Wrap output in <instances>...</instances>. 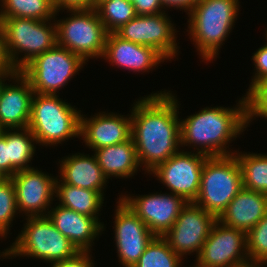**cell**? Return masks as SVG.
<instances>
[{
    "instance_id": "1",
    "label": "cell",
    "mask_w": 267,
    "mask_h": 267,
    "mask_svg": "<svg viewBox=\"0 0 267 267\" xmlns=\"http://www.w3.org/2000/svg\"><path fill=\"white\" fill-rule=\"evenodd\" d=\"M170 91L138 99L132 107L131 137L139 164L150 174L181 147L178 100Z\"/></svg>"
},
{
    "instance_id": "2",
    "label": "cell",
    "mask_w": 267,
    "mask_h": 267,
    "mask_svg": "<svg viewBox=\"0 0 267 267\" xmlns=\"http://www.w3.org/2000/svg\"><path fill=\"white\" fill-rule=\"evenodd\" d=\"M237 104L235 108L205 107L180 119L181 146L195 147L194 152L207 157L234 155L226 145L248 126L245 97Z\"/></svg>"
},
{
    "instance_id": "3",
    "label": "cell",
    "mask_w": 267,
    "mask_h": 267,
    "mask_svg": "<svg viewBox=\"0 0 267 267\" xmlns=\"http://www.w3.org/2000/svg\"><path fill=\"white\" fill-rule=\"evenodd\" d=\"M239 3V0H198L189 12L187 31L201 59L208 62L219 55L237 20Z\"/></svg>"
},
{
    "instance_id": "4",
    "label": "cell",
    "mask_w": 267,
    "mask_h": 267,
    "mask_svg": "<svg viewBox=\"0 0 267 267\" xmlns=\"http://www.w3.org/2000/svg\"><path fill=\"white\" fill-rule=\"evenodd\" d=\"M58 97L34 93L32 98L28 128L42 146L80 138L81 110Z\"/></svg>"
},
{
    "instance_id": "5",
    "label": "cell",
    "mask_w": 267,
    "mask_h": 267,
    "mask_svg": "<svg viewBox=\"0 0 267 267\" xmlns=\"http://www.w3.org/2000/svg\"><path fill=\"white\" fill-rule=\"evenodd\" d=\"M27 223L10 248L0 257L27 256L53 263L73 257L78 250L52 223L48 216L25 218Z\"/></svg>"
},
{
    "instance_id": "6",
    "label": "cell",
    "mask_w": 267,
    "mask_h": 267,
    "mask_svg": "<svg viewBox=\"0 0 267 267\" xmlns=\"http://www.w3.org/2000/svg\"><path fill=\"white\" fill-rule=\"evenodd\" d=\"M242 188L241 169L235 155L207 157L194 203L218 218Z\"/></svg>"
},
{
    "instance_id": "7",
    "label": "cell",
    "mask_w": 267,
    "mask_h": 267,
    "mask_svg": "<svg viewBox=\"0 0 267 267\" xmlns=\"http://www.w3.org/2000/svg\"><path fill=\"white\" fill-rule=\"evenodd\" d=\"M51 22L53 21L0 17L8 55L17 71H21L36 56L57 44L56 23ZM19 53H24V56L20 55L21 59Z\"/></svg>"
},
{
    "instance_id": "8",
    "label": "cell",
    "mask_w": 267,
    "mask_h": 267,
    "mask_svg": "<svg viewBox=\"0 0 267 267\" xmlns=\"http://www.w3.org/2000/svg\"><path fill=\"white\" fill-rule=\"evenodd\" d=\"M71 15L55 20L57 44L80 56L85 62L89 58L103 57L108 32L93 8L68 9Z\"/></svg>"
},
{
    "instance_id": "9",
    "label": "cell",
    "mask_w": 267,
    "mask_h": 267,
    "mask_svg": "<svg viewBox=\"0 0 267 267\" xmlns=\"http://www.w3.org/2000/svg\"><path fill=\"white\" fill-rule=\"evenodd\" d=\"M85 64L80 56L56 44L36 56L20 72L29 80L34 93L57 95Z\"/></svg>"
},
{
    "instance_id": "10",
    "label": "cell",
    "mask_w": 267,
    "mask_h": 267,
    "mask_svg": "<svg viewBox=\"0 0 267 267\" xmlns=\"http://www.w3.org/2000/svg\"><path fill=\"white\" fill-rule=\"evenodd\" d=\"M248 263L246 232L227 227L217 220L193 267H242Z\"/></svg>"
},
{
    "instance_id": "11",
    "label": "cell",
    "mask_w": 267,
    "mask_h": 267,
    "mask_svg": "<svg viewBox=\"0 0 267 267\" xmlns=\"http://www.w3.org/2000/svg\"><path fill=\"white\" fill-rule=\"evenodd\" d=\"M206 158L204 154L180 150L150 173L171 193L181 196L186 202H194L199 193Z\"/></svg>"
},
{
    "instance_id": "12",
    "label": "cell",
    "mask_w": 267,
    "mask_h": 267,
    "mask_svg": "<svg viewBox=\"0 0 267 267\" xmlns=\"http://www.w3.org/2000/svg\"><path fill=\"white\" fill-rule=\"evenodd\" d=\"M167 16L165 12L137 15L114 33L121 39L152 47L171 61L178 54L179 48L176 29Z\"/></svg>"
},
{
    "instance_id": "13",
    "label": "cell",
    "mask_w": 267,
    "mask_h": 267,
    "mask_svg": "<svg viewBox=\"0 0 267 267\" xmlns=\"http://www.w3.org/2000/svg\"><path fill=\"white\" fill-rule=\"evenodd\" d=\"M216 221L217 218L213 214L208 213L194 202H187L171 229L162 237L182 258L187 253L194 252L197 256Z\"/></svg>"
},
{
    "instance_id": "14",
    "label": "cell",
    "mask_w": 267,
    "mask_h": 267,
    "mask_svg": "<svg viewBox=\"0 0 267 267\" xmlns=\"http://www.w3.org/2000/svg\"><path fill=\"white\" fill-rule=\"evenodd\" d=\"M118 200L113 227L117 257L123 267H133L155 235L121 199V196Z\"/></svg>"
},
{
    "instance_id": "15",
    "label": "cell",
    "mask_w": 267,
    "mask_h": 267,
    "mask_svg": "<svg viewBox=\"0 0 267 267\" xmlns=\"http://www.w3.org/2000/svg\"><path fill=\"white\" fill-rule=\"evenodd\" d=\"M11 179L16 190L18 212L23 211L26 217L47 216L55 198L57 177L34 167L18 171Z\"/></svg>"
},
{
    "instance_id": "16",
    "label": "cell",
    "mask_w": 267,
    "mask_h": 267,
    "mask_svg": "<svg viewBox=\"0 0 267 267\" xmlns=\"http://www.w3.org/2000/svg\"><path fill=\"white\" fill-rule=\"evenodd\" d=\"M152 193L148 195L126 196L121 199L147 225L155 236H164L173 226L181 209L187 202L176 194Z\"/></svg>"
},
{
    "instance_id": "17",
    "label": "cell",
    "mask_w": 267,
    "mask_h": 267,
    "mask_svg": "<svg viewBox=\"0 0 267 267\" xmlns=\"http://www.w3.org/2000/svg\"><path fill=\"white\" fill-rule=\"evenodd\" d=\"M99 112L94 117L80 116V137L92 151L123 143L131 138V115ZM86 117V118H85Z\"/></svg>"
},
{
    "instance_id": "18",
    "label": "cell",
    "mask_w": 267,
    "mask_h": 267,
    "mask_svg": "<svg viewBox=\"0 0 267 267\" xmlns=\"http://www.w3.org/2000/svg\"><path fill=\"white\" fill-rule=\"evenodd\" d=\"M12 79L17 84L6 82L0 95V130L26 128L30 119L31 84L20 71Z\"/></svg>"
},
{
    "instance_id": "19",
    "label": "cell",
    "mask_w": 267,
    "mask_h": 267,
    "mask_svg": "<svg viewBox=\"0 0 267 267\" xmlns=\"http://www.w3.org/2000/svg\"><path fill=\"white\" fill-rule=\"evenodd\" d=\"M112 66L133 72H149L166 60L154 48L121 39L115 33H108L103 57Z\"/></svg>"
},
{
    "instance_id": "20",
    "label": "cell",
    "mask_w": 267,
    "mask_h": 267,
    "mask_svg": "<svg viewBox=\"0 0 267 267\" xmlns=\"http://www.w3.org/2000/svg\"><path fill=\"white\" fill-rule=\"evenodd\" d=\"M54 226L76 247L78 251H90L93 240L104 231V224L94 217L80 214L57 205L47 214Z\"/></svg>"
},
{
    "instance_id": "21",
    "label": "cell",
    "mask_w": 267,
    "mask_h": 267,
    "mask_svg": "<svg viewBox=\"0 0 267 267\" xmlns=\"http://www.w3.org/2000/svg\"><path fill=\"white\" fill-rule=\"evenodd\" d=\"M267 214V194L242 188L217 220L248 232Z\"/></svg>"
},
{
    "instance_id": "22",
    "label": "cell",
    "mask_w": 267,
    "mask_h": 267,
    "mask_svg": "<svg viewBox=\"0 0 267 267\" xmlns=\"http://www.w3.org/2000/svg\"><path fill=\"white\" fill-rule=\"evenodd\" d=\"M60 162L61 181L83 189L99 191L104 194L108 178L103 173L94 154L84 155L81 153L64 157Z\"/></svg>"
},
{
    "instance_id": "23",
    "label": "cell",
    "mask_w": 267,
    "mask_h": 267,
    "mask_svg": "<svg viewBox=\"0 0 267 267\" xmlns=\"http://www.w3.org/2000/svg\"><path fill=\"white\" fill-rule=\"evenodd\" d=\"M93 154L108 179L112 176L130 178L141 167L132 137L123 143L96 149Z\"/></svg>"
},
{
    "instance_id": "24",
    "label": "cell",
    "mask_w": 267,
    "mask_h": 267,
    "mask_svg": "<svg viewBox=\"0 0 267 267\" xmlns=\"http://www.w3.org/2000/svg\"><path fill=\"white\" fill-rule=\"evenodd\" d=\"M55 197L61 202L59 205L80 214L94 217L100 222L98 215L104 203V195L99 191L68 185L57 176Z\"/></svg>"
},
{
    "instance_id": "25",
    "label": "cell",
    "mask_w": 267,
    "mask_h": 267,
    "mask_svg": "<svg viewBox=\"0 0 267 267\" xmlns=\"http://www.w3.org/2000/svg\"><path fill=\"white\" fill-rule=\"evenodd\" d=\"M37 144L35 136L26 127L22 129H7V146L10 159V178L18 171L33 168L30 163Z\"/></svg>"
},
{
    "instance_id": "26",
    "label": "cell",
    "mask_w": 267,
    "mask_h": 267,
    "mask_svg": "<svg viewBox=\"0 0 267 267\" xmlns=\"http://www.w3.org/2000/svg\"><path fill=\"white\" fill-rule=\"evenodd\" d=\"M235 152L243 188L267 194V154Z\"/></svg>"
},
{
    "instance_id": "27",
    "label": "cell",
    "mask_w": 267,
    "mask_h": 267,
    "mask_svg": "<svg viewBox=\"0 0 267 267\" xmlns=\"http://www.w3.org/2000/svg\"><path fill=\"white\" fill-rule=\"evenodd\" d=\"M0 17H18L35 20H55L53 0H0Z\"/></svg>"
},
{
    "instance_id": "28",
    "label": "cell",
    "mask_w": 267,
    "mask_h": 267,
    "mask_svg": "<svg viewBox=\"0 0 267 267\" xmlns=\"http://www.w3.org/2000/svg\"><path fill=\"white\" fill-rule=\"evenodd\" d=\"M95 9L108 33H114L137 16L133 3L128 0H102Z\"/></svg>"
},
{
    "instance_id": "29",
    "label": "cell",
    "mask_w": 267,
    "mask_h": 267,
    "mask_svg": "<svg viewBox=\"0 0 267 267\" xmlns=\"http://www.w3.org/2000/svg\"><path fill=\"white\" fill-rule=\"evenodd\" d=\"M182 257L174 252L168 242L155 236L133 267H181Z\"/></svg>"
},
{
    "instance_id": "30",
    "label": "cell",
    "mask_w": 267,
    "mask_h": 267,
    "mask_svg": "<svg viewBox=\"0 0 267 267\" xmlns=\"http://www.w3.org/2000/svg\"><path fill=\"white\" fill-rule=\"evenodd\" d=\"M16 190L11 178H0V237L6 238L11 222L18 214Z\"/></svg>"
},
{
    "instance_id": "31",
    "label": "cell",
    "mask_w": 267,
    "mask_h": 267,
    "mask_svg": "<svg viewBox=\"0 0 267 267\" xmlns=\"http://www.w3.org/2000/svg\"><path fill=\"white\" fill-rule=\"evenodd\" d=\"M250 263L267 264V214L246 233Z\"/></svg>"
},
{
    "instance_id": "32",
    "label": "cell",
    "mask_w": 267,
    "mask_h": 267,
    "mask_svg": "<svg viewBox=\"0 0 267 267\" xmlns=\"http://www.w3.org/2000/svg\"><path fill=\"white\" fill-rule=\"evenodd\" d=\"M244 96L246 99L247 124L256 119L255 117H265L267 119V78L257 82Z\"/></svg>"
},
{
    "instance_id": "33",
    "label": "cell",
    "mask_w": 267,
    "mask_h": 267,
    "mask_svg": "<svg viewBox=\"0 0 267 267\" xmlns=\"http://www.w3.org/2000/svg\"><path fill=\"white\" fill-rule=\"evenodd\" d=\"M256 70L248 91L259 81L267 78V42L260 47L252 56Z\"/></svg>"
},
{
    "instance_id": "34",
    "label": "cell",
    "mask_w": 267,
    "mask_h": 267,
    "mask_svg": "<svg viewBox=\"0 0 267 267\" xmlns=\"http://www.w3.org/2000/svg\"><path fill=\"white\" fill-rule=\"evenodd\" d=\"M90 251H78L73 257L51 263V267H94Z\"/></svg>"
},
{
    "instance_id": "35",
    "label": "cell",
    "mask_w": 267,
    "mask_h": 267,
    "mask_svg": "<svg viewBox=\"0 0 267 267\" xmlns=\"http://www.w3.org/2000/svg\"><path fill=\"white\" fill-rule=\"evenodd\" d=\"M0 177L10 178V159L7 146V129L0 130Z\"/></svg>"
},
{
    "instance_id": "36",
    "label": "cell",
    "mask_w": 267,
    "mask_h": 267,
    "mask_svg": "<svg viewBox=\"0 0 267 267\" xmlns=\"http://www.w3.org/2000/svg\"><path fill=\"white\" fill-rule=\"evenodd\" d=\"M133 3L137 15H151L166 12L160 0H128ZM163 9V10H162Z\"/></svg>"
},
{
    "instance_id": "37",
    "label": "cell",
    "mask_w": 267,
    "mask_h": 267,
    "mask_svg": "<svg viewBox=\"0 0 267 267\" xmlns=\"http://www.w3.org/2000/svg\"><path fill=\"white\" fill-rule=\"evenodd\" d=\"M56 12L68 9L93 8V0H53Z\"/></svg>"
},
{
    "instance_id": "38",
    "label": "cell",
    "mask_w": 267,
    "mask_h": 267,
    "mask_svg": "<svg viewBox=\"0 0 267 267\" xmlns=\"http://www.w3.org/2000/svg\"><path fill=\"white\" fill-rule=\"evenodd\" d=\"M0 71H17L11 62L6 48L5 35L0 24Z\"/></svg>"
},
{
    "instance_id": "39",
    "label": "cell",
    "mask_w": 267,
    "mask_h": 267,
    "mask_svg": "<svg viewBox=\"0 0 267 267\" xmlns=\"http://www.w3.org/2000/svg\"><path fill=\"white\" fill-rule=\"evenodd\" d=\"M163 8L174 7V9H182L184 12H189L193 9L194 5L198 0H160ZM166 7V8H165ZM186 10V11H185Z\"/></svg>"
},
{
    "instance_id": "40",
    "label": "cell",
    "mask_w": 267,
    "mask_h": 267,
    "mask_svg": "<svg viewBox=\"0 0 267 267\" xmlns=\"http://www.w3.org/2000/svg\"><path fill=\"white\" fill-rule=\"evenodd\" d=\"M17 72L18 71H0V95L5 85V81H9L7 78H10L11 80Z\"/></svg>"
},
{
    "instance_id": "41",
    "label": "cell",
    "mask_w": 267,
    "mask_h": 267,
    "mask_svg": "<svg viewBox=\"0 0 267 267\" xmlns=\"http://www.w3.org/2000/svg\"><path fill=\"white\" fill-rule=\"evenodd\" d=\"M265 265H266V263H248L242 267H263Z\"/></svg>"
},
{
    "instance_id": "42",
    "label": "cell",
    "mask_w": 267,
    "mask_h": 267,
    "mask_svg": "<svg viewBox=\"0 0 267 267\" xmlns=\"http://www.w3.org/2000/svg\"><path fill=\"white\" fill-rule=\"evenodd\" d=\"M102 0H93V7L95 8V6L101 2Z\"/></svg>"
}]
</instances>
